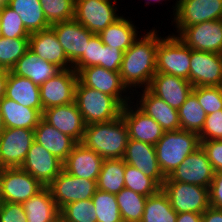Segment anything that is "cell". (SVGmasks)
Returning a JSON list of instances; mask_svg holds the SVG:
<instances>
[{"mask_svg": "<svg viewBox=\"0 0 222 222\" xmlns=\"http://www.w3.org/2000/svg\"><path fill=\"white\" fill-rule=\"evenodd\" d=\"M123 160L153 178L161 187L166 179L157 161L155 145L128 139Z\"/></svg>", "mask_w": 222, "mask_h": 222, "instance_id": "cell-21", "label": "cell"}, {"mask_svg": "<svg viewBox=\"0 0 222 222\" xmlns=\"http://www.w3.org/2000/svg\"><path fill=\"white\" fill-rule=\"evenodd\" d=\"M136 91V106L146 115L152 117L166 131L180 129L178 110L169 106L164 100L154 95L148 88ZM138 93H141L138 95Z\"/></svg>", "mask_w": 222, "mask_h": 222, "instance_id": "cell-24", "label": "cell"}, {"mask_svg": "<svg viewBox=\"0 0 222 222\" xmlns=\"http://www.w3.org/2000/svg\"><path fill=\"white\" fill-rule=\"evenodd\" d=\"M199 140H222V110L206 116Z\"/></svg>", "mask_w": 222, "mask_h": 222, "instance_id": "cell-45", "label": "cell"}, {"mask_svg": "<svg viewBox=\"0 0 222 222\" xmlns=\"http://www.w3.org/2000/svg\"><path fill=\"white\" fill-rule=\"evenodd\" d=\"M78 74L73 69L61 70L41 84L40 101L43 110L75 102Z\"/></svg>", "mask_w": 222, "mask_h": 222, "instance_id": "cell-14", "label": "cell"}, {"mask_svg": "<svg viewBox=\"0 0 222 222\" xmlns=\"http://www.w3.org/2000/svg\"><path fill=\"white\" fill-rule=\"evenodd\" d=\"M75 103L86 125L112 121L121 116L123 105L113 96L83 85L75 88Z\"/></svg>", "mask_w": 222, "mask_h": 222, "instance_id": "cell-4", "label": "cell"}, {"mask_svg": "<svg viewBox=\"0 0 222 222\" xmlns=\"http://www.w3.org/2000/svg\"><path fill=\"white\" fill-rule=\"evenodd\" d=\"M148 89L169 106L178 110L192 93L193 85L188 80L174 75L156 73Z\"/></svg>", "mask_w": 222, "mask_h": 222, "instance_id": "cell-23", "label": "cell"}, {"mask_svg": "<svg viewBox=\"0 0 222 222\" xmlns=\"http://www.w3.org/2000/svg\"><path fill=\"white\" fill-rule=\"evenodd\" d=\"M123 222H140L147 197L124 187L116 194Z\"/></svg>", "mask_w": 222, "mask_h": 222, "instance_id": "cell-35", "label": "cell"}, {"mask_svg": "<svg viewBox=\"0 0 222 222\" xmlns=\"http://www.w3.org/2000/svg\"><path fill=\"white\" fill-rule=\"evenodd\" d=\"M0 110L5 128L34 130L42 118V114L37 109L23 107L5 96L0 100Z\"/></svg>", "mask_w": 222, "mask_h": 222, "instance_id": "cell-29", "label": "cell"}, {"mask_svg": "<svg viewBox=\"0 0 222 222\" xmlns=\"http://www.w3.org/2000/svg\"><path fill=\"white\" fill-rule=\"evenodd\" d=\"M200 146L207 154L214 171H222V140L200 141Z\"/></svg>", "mask_w": 222, "mask_h": 222, "instance_id": "cell-47", "label": "cell"}, {"mask_svg": "<svg viewBox=\"0 0 222 222\" xmlns=\"http://www.w3.org/2000/svg\"><path fill=\"white\" fill-rule=\"evenodd\" d=\"M9 0H0V8H2L5 5H8Z\"/></svg>", "mask_w": 222, "mask_h": 222, "instance_id": "cell-54", "label": "cell"}, {"mask_svg": "<svg viewBox=\"0 0 222 222\" xmlns=\"http://www.w3.org/2000/svg\"><path fill=\"white\" fill-rule=\"evenodd\" d=\"M27 222H53L60 214L52 193L44 187L23 203Z\"/></svg>", "mask_w": 222, "mask_h": 222, "instance_id": "cell-31", "label": "cell"}, {"mask_svg": "<svg viewBox=\"0 0 222 222\" xmlns=\"http://www.w3.org/2000/svg\"><path fill=\"white\" fill-rule=\"evenodd\" d=\"M158 32L154 28L147 31L146 34L138 37L123 54L119 74L131 95L136 94L134 93L136 88H149L156 74L157 48L161 38Z\"/></svg>", "mask_w": 222, "mask_h": 222, "instance_id": "cell-1", "label": "cell"}, {"mask_svg": "<svg viewBox=\"0 0 222 222\" xmlns=\"http://www.w3.org/2000/svg\"><path fill=\"white\" fill-rule=\"evenodd\" d=\"M125 187L146 197L156 194L162 187L151 177L125 163Z\"/></svg>", "mask_w": 222, "mask_h": 222, "instance_id": "cell-39", "label": "cell"}, {"mask_svg": "<svg viewBox=\"0 0 222 222\" xmlns=\"http://www.w3.org/2000/svg\"><path fill=\"white\" fill-rule=\"evenodd\" d=\"M29 49V38H0V67L10 71Z\"/></svg>", "mask_w": 222, "mask_h": 222, "instance_id": "cell-37", "label": "cell"}, {"mask_svg": "<svg viewBox=\"0 0 222 222\" xmlns=\"http://www.w3.org/2000/svg\"><path fill=\"white\" fill-rule=\"evenodd\" d=\"M116 6L114 0H75L74 19L90 32L99 34L121 17Z\"/></svg>", "mask_w": 222, "mask_h": 222, "instance_id": "cell-8", "label": "cell"}, {"mask_svg": "<svg viewBox=\"0 0 222 222\" xmlns=\"http://www.w3.org/2000/svg\"><path fill=\"white\" fill-rule=\"evenodd\" d=\"M124 52L119 49L110 48L103 44L102 67L107 70L119 72Z\"/></svg>", "mask_w": 222, "mask_h": 222, "instance_id": "cell-48", "label": "cell"}, {"mask_svg": "<svg viewBox=\"0 0 222 222\" xmlns=\"http://www.w3.org/2000/svg\"><path fill=\"white\" fill-rule=\"evenodd\" d=\"M177 212L171 207L167 194L161 188L148 196L140 222H176Z\"/></svg>", "mask_w": 222, "mask_h": 222, "instance_id": "cell-34", "label": "cell"}, {"mask_svg": "<svg viewBox=\"0 0 222 222\" xmlns=\"http://www.w3.org/2000/svg\"><path fill=\"white\" fill-rule=\"evenodd\" d=\"M0 24L2 36L5 38H29L30 33L26 30L19 14L8 5L0 8Z\"/></svg>", "mask_w": 222, "mask_h": 222, "instance_id": "cell-42", "label": "cell"}, {"mask_svg": "<svg viewBox=\"0 0 222 222\" xmlns=\"http://www.w3.org/2000/svg\"><path fill=\"white\" fill-rule=\"evenodd\" d=\"M42 118L77 143L82 142L86 124L75 102L43 110Z\"/></svg>", "mask_w": 222, "mask_h": 222, "instance_id": "cell-20", "label": "cell"}, {"mask_svg": "<svg viewBox=\"0 0 222 222\" xmlns=\"http://www.w3.org/2000/svg\"><path fill=\"white\" fill-rule=\"evenodd\" d=\"M103 160L98 153L78 142L63 162V170L79 178L97 181Z\"/></svg>", "mask_w": 222, "mask_h": 222, "instance_id": "cell-22", "label": "cell"}, {"mask_svg": "<svg viewBox=\"0 0 222 222\" xmlns=\"http://www.w3.org/2000/svg\"><path fill=\"white\" fill-rule=\"evenodd\" d=\"M44 186L30 173L16 168H0V202L23 204Z\"/></svg>", "mask_w": 222, "mask_h": 222, "instance_id": "cell-6", "label": "cell"}, {"mask_svg": "<svg viewBox=\"0 0 222 222\" xmlns=\"http://www.w3.org/2000/svg\"><path fill=\"white\" fill-rule=\"evenodd\" d=\"M192 93L206 115L222 110V86L193 87Z\"/></svg>", "mask_w": 222, "mask_h": 222, "instance_id": "cell-43", "label": "cell"}, {"mask_svg": "<svg viewBox=\"0 0 222 222\" xmlns=\"http://www.w3.org/2000/svg\"><path fill=\"white\" fill-rule=\"evenodd\" d=\"M59 214L66 222H97L92 199L68 203L60 209Z\"/></svg>", "mask_w": 222, "mask_h": 222, "instance_id": "cell-40", "label": "cell"}, {"mask_svg": "<svg viewBox=\"0 0 222 222\" xmlns=\"http://www.w3.org/2000/svg\"><path fill=\"white\" fill-rule=\"evenodd\" d=\"M0 222H27L23 204L0 202Z\"/></svg>", "mask_w": 222, "mask_h": 222, "instance_id": "cell-46", "label": "cell"}, {"mask_svg": "<svg viewBox=\"0 0 222 222\" xmlns=\"http://www.w3.org/2000/svg\"><path fill=\"white\" fill-rule=\"evenodd\" d=\"M161 2V1H163V0H148L147 2H145L146 3V5H148V4H150L151 2Z\"/></svg>", "mask_w": 222, "mask_h": 222, "instance_id": "cell-56", "label": "cell"}, {"mask_svg": "<svg viewBox=\"0 0 222 222\" xmlns=\"http://www.w3.org/2000/svg\"><path fill=\"white\" fill-rule=\"evenodd\" d=\"M29 49L42 60L55 64L61 70L73 68L51 27L30 34Z\"/></svg>", "mask_w": 222, "mask_h": 222, "instance_id": "cell-25", "label": "cell"}, {"mask_svg": "<svg viewBox=\"0 0 222 222\" xmlns=\"http://www.w3.org/2000/svg\"><path fill=\"white\" fill-rule=\"evenodd\" d=\"M202 222H222V209H217L209 206L202 213Z\"/></svg>", "mask_w": 222, "mask_h": 222, "instance_id": "cell-50", "label": "cell"}, {"mask_svg": "<svg viewBox=\"0 0 222 222\" xmlns=\"http://www.w3.org/2000/svg\"><path fill=\"white\" fill-rule=\"evenodd\" d=\"M176 36L190 49L222 54V19L185 27Z\"/></svg>", "mask_w": 222, "mask_h": 222, "instance_id": "cell-15", "label": "cell"}, {"mask_svg": "<svg viewBox=\"0 0 222 222\" xmlns=\"http://www.w3.org/2000/svg\"><path fill=\"white\" fill-rule=\"evenodd\" d=\"M162 189L177 214L186 212L202 214L210 206L209 188L183 182H164Z\"/></svg>", "mask_w": 222, "mask_h": 222, "instance_id": "cell-9", "label": "cell"}, {"mask_svg": "<svg viewBox=\"0 0 222 222\" xmlns=\"http://www.w3.org/2000/svg\"><path fill=\"white\" fill-rule=\"evenodd\" d=\"M50 25L74 19L75 0H40Z\"/></svg>", "mask_w": 222, "mask_h": 222, "instance_id": "cell-41", "label": "cell"}, {"mask_svg": "<svg viewBox=\"0 0 222 222\" xmlns=\"http://www.w3.org/2000/svg\"><path fill=\"white\" fill-rule=\"evenodd\" d=\"M189 82L193 87L222 86V54L191 49Z\"/></svg>", "mask_w": 222, "mask_h": 222, "instance_id": "cell-16", "label": "cell"}, {"mask_svg": "<svg viewBox=\"0 0 222 222\" xmlns=\"http://www.w3.org/2000/svg\"><path fill=\"white\" fill-rule=\"evenodd\" d=\"M10 71L17 76L29 78L34 84L40 86L61 69L53 63L42 60L28 49Z\"/></svg>", "mask_w": 222, "mask_h": 222, "instance_id": "cell-27", "label": "cell"}, {"mask_svg": "<svg viewBox=\"0 0 222 222\" xmlns=\"http://www.w3.org/2000/svg\"><path fill=\"white\" fill-rule=\"evenodd\" d=\"M4 130H5V125H4L3 116H2V113H1V110H0V135L2 134V132Z\"/></svg>", "mask_w": 222, "mask_h": 222, "instance_id": "cell-53", "label": "cell"}, {"mask_svg": "<svg viewBox=\"0 0 222 222\" xmlns=\"http://www.w3.org/2000/svg\"><path fill=\"white\" fill-rule=\"evenodd\" d=\"M20 168L47 187L63 170V162L34 141Z\"/></svg>", "mask_w": 222, "mask_h": 222, "instance_id": "cell-17", "label": "cell"}, {"mask_svg": "<svg viewBox=\"0 0 222 222\" xmlns=\"http://www.w3.org/2000/svg\"><path fill=\"white\" fill-rule=\"evenodd\" d=\"M8 6L19 14L30 34L51 27L45 17L40 0H9Z\"/></svg>", "mask_w": 222, "mask_h": 222, "instance_id": "cell-32", "label": "cell"}, {"mask_svg": "<svg viewBox=\"0 0 222 222\" xmlns=\"http://www.w3.org/2000/svg\"><path fill=\"white\" fill-rule=\"evenodd\" d=\"M77 74L78 80L83 85L115 97L123 106L134 99V95L131 96L128 93L129 90L124 85L119 72L110 71L101 66H90L82 68Z\"/></svg>", "mask_w": 222, "mask_h": 222, "instance_id": "cell-10", "label": "cell"}, {"mask_svg": "<svg viewBox=\"0 0 222 222\" xmlns=\"http://www.w3.org/2000/svg\"><path fill=\"white\" fill-rule=\"evenodd\" d=\"M34 141V130L5 128L0 135V168L21 167Z\"/></svg>", "mask_w": 222, "mask_h": 222, "instance_id": "cell-13", "label": "cell"}, {"mask_svg": "<svg viewBox=\"0 0 222 222\" xmlns=\"http://www.w3.org/2000/svg\"><path fill=\"white\" fill-rule=\"evenodd\" d=\"M102 39L98 34H94L86 47V53H84L74 64L73 69L78 73L82 68L90 66L102 67Z\"/></svg>", "mask_w": 222, "mask_h": 222, "instance_id": "cell-44", "label": "cell"}, {"mask_svg": "<svg viewBox=\"0 0 222 222\" xmlns=\"http://www.w3.org/2000/svg\"><path fill=\"white\" fill-rule=\"evenodd\" d=\"M5 97L19 103L23 107L37 109L43 113L40 101V87L29 78L20 77L8 71Z\"/></svg>", "mask_w": 222, "mask_h": 222, "instance_id": "cell-28", "label": "cell"}, {"mask_svg": "<svg viewBox=\"0 0 222 222\" xmlns=\"http://www.w3.org/2000/svg\"><path fill=\"white\" fill-rule=\"evenodd\" d=\"M35 142L42 145L47 151L64 162L77 143L69 135L57 130L47 123L43 118L40 119L34 129Z\"/></svg>", "mask_w": 222, "mask_h": 222, "instance_id": "cell-26", "label": "cell"}, {"mask_svg": "<svg viewBox=\"0 0 222 222\" xmlns=\"http://www.w3.org/2000/svg\"><path fill=\"white\" fill-rule=\"evenodd\" d=\"M68 60L74 64L84 53L94 33L75 19L51 25Z\"/></svg>", "mask_w": 222, "mask_h": 222, "instance_id": "cell-19", "label": "cell"}, {"mask_svg": "<svg viewBox=\"0 0 222 222\" xmlns=\"http://www.w3.org/2000/svg\"><path fill=\"white\" fill-rule=\"evenodd\" d=\"M8 71H0V100L5 96L6 82H7Z\"/></svg>", "mask_w": 222, "mask_h": 222, "instance_id": "cell-52", "label": "cell"}, {"mask_svg": "<svg viewBox=\"0 0 222 222\" xmlns=\"http://www.w3.org/2000/svg\"><path fill=\"white\" fill-rule=\"evenodd\" d=\"M129 139L128 128L120 116L112 121L86 125L82 144L105 159L123 158Z\"/></svg>", "mask_w": 222, "mask_h": 222, "instance_id": "cell-2", "label": "cell"}, {"mask_svg": "<svg viewBox=\"0 0 222 222\" xmlns=\"http://www.w3.org/2000/svg\"><path fill=\"white\" fill-rule=\"evenodd\" d=\"M125 162L123 158L103 160L97 179V189L117 194L125 187Z\"/></svg>", "mask_w": 222, "mask_h": 222, "instance_id": "cell-33", "label": "cell"}, {"mask_svg": "<svg viewBox=\"0 0 222 222\" xmlns=\"http://www.w3.org/2000/svg\"><path fill=\"white\" fill-rule=\"evenodd\" d=\"M47 187L60 210L68 203L92 199L97 190V181L79 178L62 170Z\"/></svg>", "mask_w": 222, "mask_h": 222, "instance_id": "cell-11", "label": "cell"}, {"mask_svg": "<svg viewBox=\"0 0 222 222\" xmlns=\"http://www.w3.org/2000/svg\"><path fill=\"white\" fill-rule=\"evenodd\" d=\"M209 204L213 208L222 209V171H216L209 187Z\"/></svg>", "mask_w": 222, "mask_h": 222, "instance_id": "cell-49", "label": "cell"}, {"mask_svg": "<svg viewBox=\"0 0 222 222\" xmlns=\"http://www.w3.org/2000/svg\"><path fill=\"white\" fill-rule=\"evenodd\" d=\"M191 49L175 34L158 41L156 73H165L189 81Z\"/></svg>", "mask_w": 222, "mask_h": 222, "instance_id": "cell-5", "label": "cell"}, {"mask_svg": "<svg viewBox=\"0 0 222 222\" xmlns=\"http://www.w3.org/2000/svg\"><path fill=\"white\" fill-rule=\"evenodd\" d=\"M92 201L96 208L97 222H123L116 194L97 189Z\"/></svg>", "mask_w": 222, "mask_h": 222, "instance_id": "cell-38", "label": "cell"}, {"mask_svg": "<svg viewBox=\"0 0 222 222\" xmlns=\"http://www.w3.org/2000/svg\"><path fill=\"white\" fill-rule=\"evenodd\" d=\"M214 175L212 164L200 146L188 155L164 182H183L209 188Z\"/></svg>", "mask_w": 222, "mask_h": 222, "instance_id": "cell-12", "label": "cell"}, {"mask_svg": "<svg viewBox=\"0 0 222 222\" xmlns=\"http://www.w3.org/2000/svg\"><path fill=\"white\" fill-rule=\"evenodd\" d=\"M133 104H135L134 101L127 103L121 112V117L128 128L129 138L155 145L165 131L152 117L146 115Z\"/></svg>", "mask_w": 222, "mask_h": 222, "instance_id": "cell-18", "label": "cell"}, {"mask_svg": "<svg viewBox=\"0 0 222 222\" xmlns=\"http://www.w3.org/2000/svg\"><path fill=\"white\" fill-rule=\"evenodd\" d=\"M180 129L201 133L206 119V113L199 104L197 97L191 93L178 109Z\"/></svg>", "mask_w": 222, "mask_h": 222, "instance_id": "cell-36", "label": "cell"}, {"mask_svg": "<svg viewBox=\"0 0 222 222\" xmlns=\"http://www.w3.org/2000/svg\"><path fill=\"white\" fill-rule=\"evenodd\" d=\"M130 19L124 18L123 15L98 35L102 43L110 48L127 51L133 42L139 37L137 26Z\"/></svg>", "mask_w": 222, "mask_h": 222, "instance_id": "cell-30", "label": "cell"}, {"mask_svg": "<svg viewBox=\"0 0 222 222\" xmlns=\"http://www.w3.org/2000/svg\"><path fill=\"white\" fill-rule=\"evenodd\" d=\"M176 222H202V214L195 212L178 213Z\"/></svg>", "mask_w": 222, "mask_h": 222, "instance_id": "cell-51", "label": "cell"}, {"mask_svg": "<svg viewBox=\"0 0 222 222\" xmlns=\"http://www.w3.org/2000/svg\"><path fill=\"white\" fill-rule=\"evenodd\" d=\"M53 222H66L60 215Z\"/></svg>", "mask_w": 222, "mask_h": 222, "instance_id": "cell-55", "label": "cell"}, {"mask_svg": "<svg viewBox=\"0 0 222 222\" xmlns=\"http://www.w3.org/2000/svg\"><path fill=\"white\" fill-rule=\"evenodd\" d=\"M200 147L199 135L183 129L164 132L155 144L157 161L163 175L167 178L184 161Z\"/></svg>", "mask_w": 222, "mask_h": 222, "instance_id": "cell-3", "label": "cell"}, {"mask_svg": "<svg viewBox=\"0 0 222 222\" xmlns=\"http://www.w3.org/2000/svg\"><path fill=\"white\" fill-rule=\"evenodd\" d=\"M2 37V30H1V24H0V38Z\"/></svg>", "mask_w": 222, "mask_h": 222, "instance_id": "cell-57", "label": "cell"}, {"mask_svg": "<svg viewBox=\"0 0 222 222\" xmlns=\"http://www.w3.org/2000/svg\"><path fill=\"white\" fill-rule=\"evenodd\" d=\"M172 7L178 34L185 27L222 19V0H177Z\"/></svg>", "mask_w": 222, "mask_h": 222, "instance_id": "cell-7", "label": "cell"}]
</instances>
